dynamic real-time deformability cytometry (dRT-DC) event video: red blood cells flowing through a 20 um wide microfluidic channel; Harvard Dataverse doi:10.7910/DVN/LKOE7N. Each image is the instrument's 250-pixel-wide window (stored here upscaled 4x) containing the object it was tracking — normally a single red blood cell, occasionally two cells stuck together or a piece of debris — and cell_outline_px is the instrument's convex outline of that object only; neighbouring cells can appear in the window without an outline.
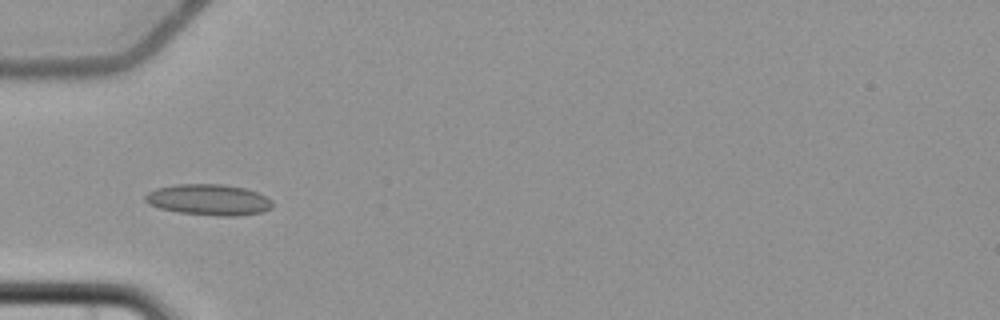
{"species": "common noctule bat (a hibernating species)", "species_latin": "Nyctalus noctula", "temperature_condition": "cold", "stored_images_in_passage": 9, "camera_frame_rate_fps": 3000, "um_per_image_px": 0.085, "animal": {"sex": "female", "body_mass_g": 22.7, "forearm_length_mm": 54.2}, "frame": {"image": 1, "passage_image": 3, "time_ms": 2.333, "image_size_px": [1000, 320], "cell_outline_px": [[272, 208], [264, 212], [236, 216], [220, 216], [180, 212], [160, 208], [148, 204], [144, 200], [144, 196], [148, 192], [156, 188], [176, 184], [220, 184], [244, 188], [256, 192], [272, 200]], "centroid_in_image_um": [17.73, 16.98], "position_along_channel_um": 67.3, "area_um2": 22.95}}
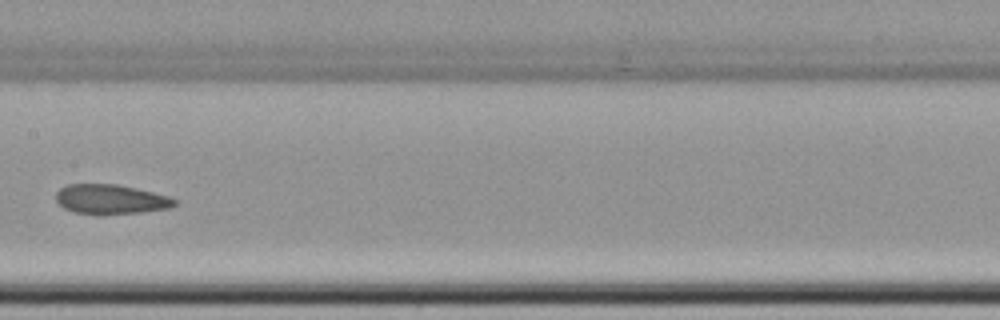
{"frame": {"image": 2, "passage_image": 6, "time_ms": 6.0, "image_size_px": [1000, 320], "cell_outline_px": [[176, 204], [168, 208], [140, 212], [76, 212], [64, 208], [56, 200], [56, 192], [60, 188], [68, 184], [116, 184], [136, 188], [168, 196], [176, 200]], "centroid_in_image_um": [9.4, 16.89], "position_along_channel_um": 198.0, "area_um2": 19.65}}
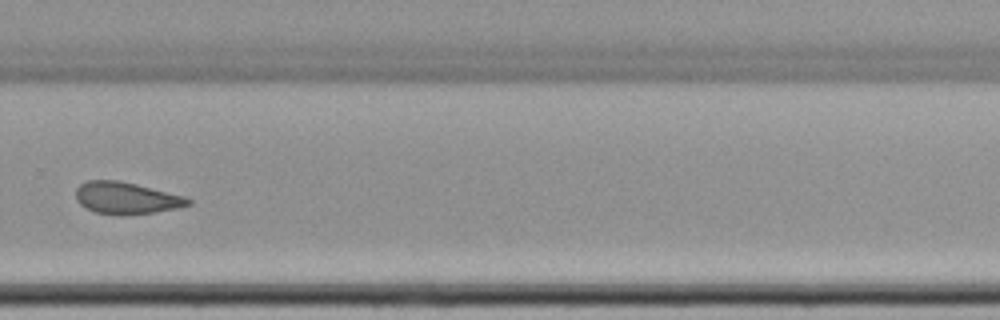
{"frame": {"image": 3, "passage_image": 9, "time_ms": 9.333, "image_size_px": [1000, 320], "cell_outline_px": [[192, 204], [176, 208], [152, 212], [96, 212], [80, 204], [76, 200], [76, 188], [80, 184], [88, 180], [116, 180], [136, 184], [184, 196], [192, 200]], "centroid_in_image_um": [10.73, 16.78], "position_along_channel_um": 319.1, "area_um2": 19.94}}